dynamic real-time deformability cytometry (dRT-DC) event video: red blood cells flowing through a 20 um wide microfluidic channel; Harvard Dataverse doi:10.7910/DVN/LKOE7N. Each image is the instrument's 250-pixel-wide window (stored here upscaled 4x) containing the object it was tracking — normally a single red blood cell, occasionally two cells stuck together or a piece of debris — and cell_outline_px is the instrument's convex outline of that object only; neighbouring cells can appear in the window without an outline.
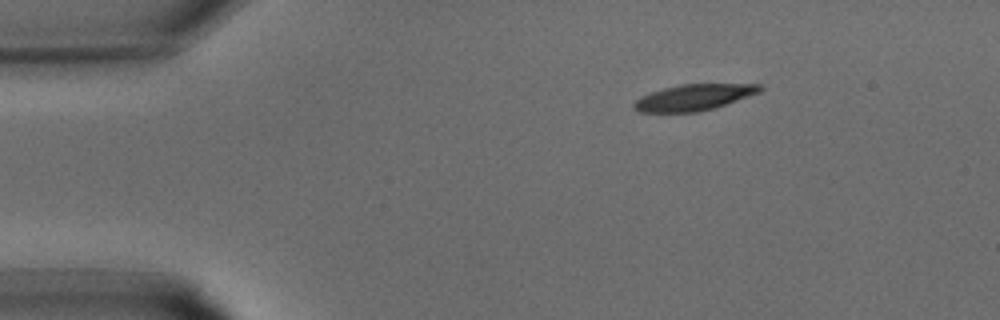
{"species": "common noctule bat (a hibernating species)", "species_latin": "Nyctalus noctula", "temperature_condition": "warm", "stored_images_in_passage": 28, "camera_frame_rate_fps": 3000, "um_per_image_px": 0.085, "animal": {"sex": "male", "body_mass_g": 15.6}, "frame": {"image": 1, "passage_image": 1, "time_ms": 0.0, "image_size_px": [1000, 320], "cell_outline_px": [[764, 88], [760, 92], [716, 108], [696, 112], [636, 112], [632, 108], [632, 104], [640, 96], [664, 88], [680, 84], [760, 84]], "centroid_in_image_um": [58.96, 8.28], "position_along_channel_um": 26.0, "area_um2": 19.31}}
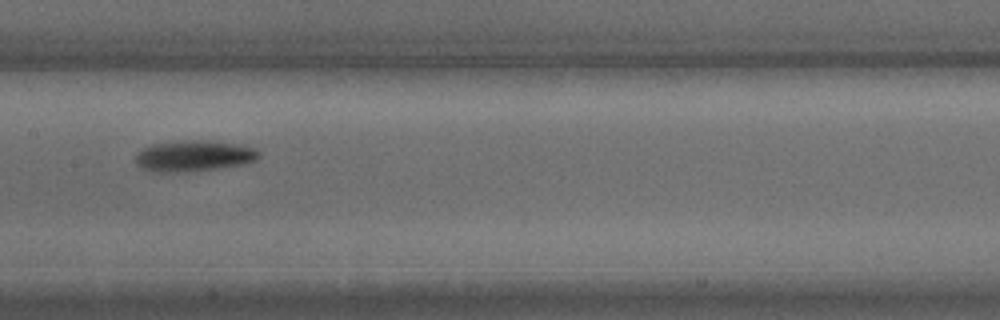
{"frame": {"image": 2, "passage_image": 12, "time_ms": 3.667, "image_size_px": [1000, 320], "cell_outline_px": [[260, 156], [256, 160], [240, 164], [216, 168], [188, 172], [148, 172], [136, 164], [136, 156], [144, 148], [152, 144], [184, 140], [200, 140], [240, 144], [256, 148], [260, 152]], "centroid_in_image_um": [16.47, 13.25], "position_along_channel_um": 190.9, "area_um2": 22.25}}
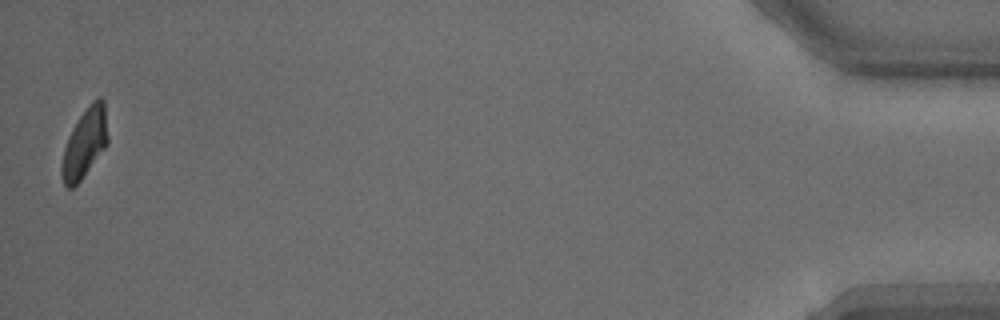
{"frame": {"image": 3, "passage_image": 28, "time_ms": 9.0, "image_size_px": [1000, 320], "cell_outline_px": [[108, 144], [80, 180], [72, 188], [68, 188], [64, 184], [60, 176], [60, 168], [64, 148], [68, 136], [72, 128], [80, 116], [92, 100], [96, 96], [100, 96], [104, 100], [108, 136]], "centroid_in_image_um": [7.2, 12.15], "position_along_channel_um": 428.0, "area_um2": 18.67}}